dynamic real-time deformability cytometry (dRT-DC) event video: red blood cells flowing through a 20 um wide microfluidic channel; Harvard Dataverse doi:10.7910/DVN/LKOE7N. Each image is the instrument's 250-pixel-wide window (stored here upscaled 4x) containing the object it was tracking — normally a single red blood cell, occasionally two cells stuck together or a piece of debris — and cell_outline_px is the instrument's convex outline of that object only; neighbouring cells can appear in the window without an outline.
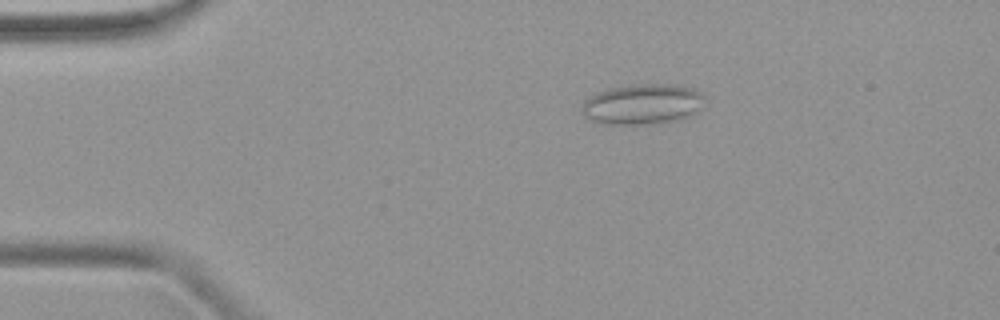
{"species": "common noctule bat (a hibernating species)", "species_latin": "Nyctalus noctula", "temperature_condition": "warm", "stored_images_in_passage": 48, "camera_frame_rate_fps": 3000, "um_per_image_px": 0.085, "animal": {"sex": "female", "body_mass_g": 19.9}, "frame": {"image": 1, "passage_image": 9, "time_ms": 2.667, "image_size_px": [1000, 320], "cell_outline_px": [[708, 96], [704, 108], [688, 116], [676, 120], [644, 124], [604, 124], [592, 120], [584, 116], [580, 108], [584, 100], [588, 96], [596, 92], [608, 88], [632, 84], [676, 84], [692, 88]], "centroid_in_image_um": [54.64, 8.83], "position_along_channel_um": 30.4, "area_um2": 29.54}}
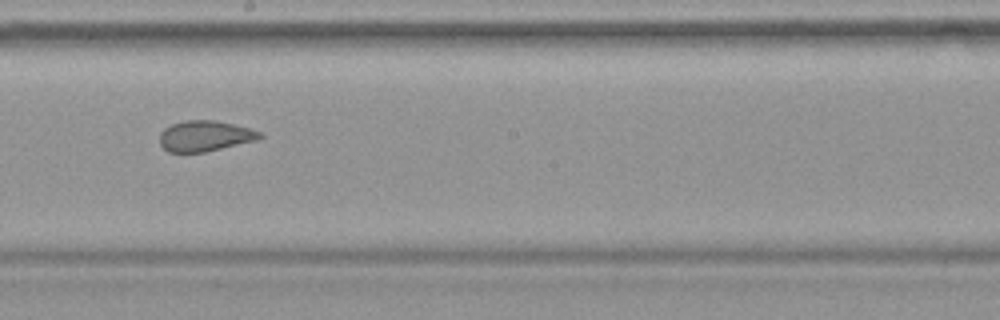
{"frame": {"image": 2, "passage_image": 27, "time_ms": 8.667, "image_size_px": [1000, 320], "cell_outline_px": [[264, 136], [256, 140], [204, 152], [168, 152], [160, 144], [160, 132], [164, 128], [172, 124], [184, 120], [216, 120], [248, 128], [260, 132]], "centroid_in_image_um": [17.39, 11.55], "position_along_channel_um": 230.8, "area_um2": 17.74}}
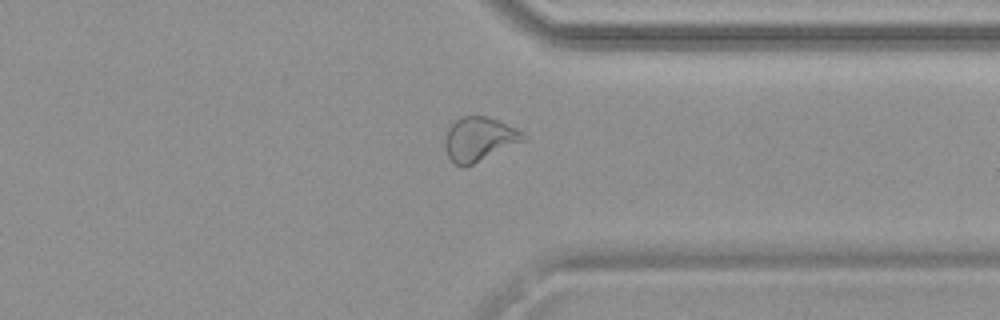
{"frame": {"image": 3, "passage_image": 37, "time_ms": 12.0, "image_size_px": [1000, 320], "cell_outline_px": [[528, 140], [464, 168], [456, 164], [448, 156], [444, 144], [444, 136], [452, 120], [460, 116], [488, 116], [516, 128], [524, 132], [528, 136]], "centroid_in_image_um": [40.75, 11.81], "position_along_channel_um": 370.7, "area_um2": 20.63}}